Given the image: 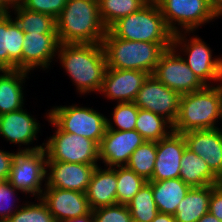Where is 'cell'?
<instances>
[{"instance_id": "6da1fadb", "label": "cell", "mask_w": 222, "mask_h": 222, "mask_svg": "<svg viewBox=\"0 0 222 222\" xmlns=\"http://www.w3.org/2000/svg\"><path fill=\"white\" fill-rule=\"evenodd\" d=\"M58 60L79 95L100 93L107 70L102 43H60Z\"/></svg>"}, {"instance_id": "7a4b0ae2", "label": "cell", "mask_w": 222, "mask_h": 222, "mask_svg": "<svg viewBox=\"0 0 222 222\" xmlns=\"http://www.w3.org/2000/svg\"><path fill=\"white\" fill-rule=\"evenodd\" d=\"M60 43H102L107 32L98 0H67L56 19Z\"/></svg>"}, {"instance_id": "3957f363", "label": "cell", "mask_w": 222, "mask_h": 222, "mask_svg": "<svg viewBox=\"0 0 222 222\" xmlns=\"http://www.w3.org/2000/svg\"><path fill=\"white\" fill-rule=\"evenodd\" d=\"M222 121V83L183 94L173 132L218 128ZM219 122V123H218Z\"/></svg>"}, {"instance_id": "277c9868", "label": "cell", "mask_w": 222, "mask_h": 222, "mask_svg": "<svg viewBox=\"0 0 222 222\" xmlns=\"http://www.w3.org/2000/svg\"><path fill=\"white\" fill-rule=\"evenodd\" d=\"M107 68L143 71L152 75L161 55L172 43L129 41L114 37L108 30L102 42Z\"/></svg>"}, {"instance_id": "5b68a950", "label": "cell", "mask_w": 222, "mask_h": 222, "mask_svg": "<svg viewBox=\"0 0 222 222\" xmlns=\"http://www.w3.org/2000/svg\"><path fill=\"white\" fill-rule=\"evenodd\" d=\"M107 30L123 40L151 43H172L174 35L157 2H148L140 10L118 19Z\"/></svg>"}, {"instance_id": "8992f818", "label": "cell", "mask_w": 222, "mask_h": 222, "mask_svg": "<svg viewBox=\"0 0 222 222\" xmlns=\"http://www.w3.org/2000/svg\"><path fill=\"white\" fill-rule=\"evenodd\" d=\"M191 33L194 37L189 36ZM193 33L180 32L174 34L172 48L182 57L188 67L205 85H213L215 82V85L218 82L221 84L222 57L218 55L214 58L212 55L213 50L208 46L209 44H206L207 42H204L201 39L202 37Z\"/></svg>"}, {"instance_id": "52a82bcc", "label": "cell", "mask_w": 222, "mask_h": 222, "mask_svg": "<svg viewBox=\"0 0 222 222\" xmlns=\"http://www.w3.org/2000/svg\"><path fill=\"white\" fill-rule=\"evenodd\" d=\"M48 111L45 113V119L55 128V133L47 137L44 143L47 161L98 165L100 162L99 144L83 136L62 131L49 118Z\"/></svg>"}, {"instance_id": "ba28073f", "label": "cell", "mask_w": 222, "mask_h": 222, "mask_svg": "<svg viewBox=\"0 0 222 222\" xmlns=\"http://www.w3.org/2000/svg\"><path fill=\"white\" fill-rule=\"evenodd\" d=\"M107 117L92 107L72 104L52 106L49 118L64 132L83 136L101 144L107 129Z\"/></svg>"}, {"instance_id": "9c48e42d", "label": "cell", "mask_w": 222, "mask_h": 222, "mask_svg": "<svg viewBox=\"0 0 222 222\" xmlns=\"http://www.w3.org/2000/svg\"><path fill=\"white\" fill-rule=\"evenodd\" d=\"M157 4L173 34L196 32L217 19L209 0H158Z\"/></svg>"}, {"instance_id": "30bf717a", "label": "cell", "mask_w": 222, "mask_h": 222, "mask_svg": "<svg viewBox=\"0 0 222 222\" xmlns=\"http://www.w3.org/2000/svg\"><path fill=\"white\" fill-rule=\"evenodd\" d=\"M46 161L44 148L35 151H16L8 181L27 197L41 198L46 188ZM44 183V186H43Z\"/></svg>"}, {"instance_id": "8fae6325", "label": "cell", "mask_w": 222, "mask_h": 222, "mask_svg": "<svg viewBox=\"0 0 222 222\" xmlns=\"http://www.w3.org/2000/svg\"><path fill=\"white\" fill-rule=\"evenodd\" d=\"M152 75L169 89L181 95L206 86L172 47L161 55Z\"/></svg>"}, {"instance_id": "7c38bea8", "label": "cell", "mask_w": 222, "mask_h": 222, "mask_svg": "<svg viewBox=\"0 0 222 222\" xmlns=\"http://www.w3.org/2000/svg\"><path fill=\"white\" fill-rule=\"evenodd\" d=\"M181 96L179 92L169 89L153 75H149L133 103L140 109L162 116L173 125L178 117Z\"/></svg>"}, {"instance_id": "4fadbf2b", "label": "cell", "mask_w": 222, "mask_h": 222, "mask_svg": "<svg viewBox=\"0 0 222 222\" xmlns=\"http://www.w3.org/2000/svg\"><path fill=\"white\" fill-rule=\"evenodd\" d=\"M34 115L27 112V109H19L10 113L0 115V137L14 145L18 144L17 151H35L44 148V142L40 145H32L42 128ZM24 148H20L21 146Z\"/></svg>"}, {"instance_id": "5bb4252c", "label": "cell", "mask_w": 222, "mask_h": 222, "mask_svg": "<svg viewBox=\"0 0 222 222\" xmlns=\"http://www.w3.org/2000/svg\"><path fill=\"white\" fill-rule=\"evenodd\" d=\"M99 165L46 161V188H59L85 193Z\"/></svg>"}, {"instance_id": "9a60e30c", "label": "cell", "mask_w": 222, "mask_h": 222, "mask_svg": "<svg viewBox=\"0 0 222 222\" xmlns=\"http://www.w3.org/2000/svg\"><path fill=\"white\" fill-rule=\"evenodd\" d=\"M146 140L136 131L106 129L100 149V164L104 167L126 166L131 154Z\"/></svg>"}, {"instance_id": "2e32d148", "label": "cell", "mask_w": 222, "mask_h": 222, "mask_svg": "<svg viewBox=\"0 0 222 222\" xmlns=\"http://www.w3.org/2000/svg\"><path fill=\"white\" fill-rule=\"evenodd\" d=\"M148 76L143 71L107 68L99 94L116 103L134 102Z\"/></svg>"}, {"instance_id": "e0dca14e", "label": "cell", "mask_w": 222, "mask_h": 222, "mask_svg": "<svg viewBox=\"0 0 222 222\" xmlns=\"http://www.w3.org/2000/svg\"><path fill=\"white\" fill-rule=\"evenodd\" d=\"M60 42L57 34H32L24 32L21 70H47L56 61ZM51 64V65H50Z\"/></svg>"}, {"instance_id": "ac0fdd59", "label": "cell", "mask_w": 222, "mask_h": 222, "mask_svg": "<svg viewBox=\"0 0 222 222\" xmlns=\"http://www.w3.org/2000/svg\"><path fill=\"white\" fill-rule=\"evenodd\" d=\"M187 148L200 156L211 172L222 179V131L221 129L191 130L183 133Z\"/></svg>"}, {"instance_id": "d6986e66", "label": "cell", "mask_w": 222, "mask_h": 222, "mask_svg": "<svg viewBox=\"0 0 222 222\" xmlns=\"http://www.w3.org/2000/svg\"><path fill=\"white\" fill-rule=\"evenodd\" d=\"M41 199L47 205L56 222L82 217L92 211L86 194L83 192L45 188Z\"/></svg>"}, {"instance_id": "ffe728a7", "label": "cell", "mask_w": 222, "mask_h": 222, "mask_svg": "<svg viewBox=\"0 0 222 222\" xmlns=\"http://www.w3.org/2000/svg\"><path fill=\"white\" fill-rule=\"evenodd\" d=\"M157 153L154 172L150 181L179 178L182 154L187 147L183 134L172 132L156 141Z\"/></svg>"}, {"instance_id": "44dd1931", "label": "cell", "mask_w": 222, "mask_h": 222, "mask_svg": "<svg viewBox=\"0 0 222 222\" xmlns=\"http://www.w3.org/2000/svg\"><path fill=\"white\" fill-rule=\"evenodd\" d=\"M24 32L9 11L0 16V70H21Z\"/></svg>"}, {"instance_id": "7402d4cb", "label": "cell", "mask_w": 222, "mask_h": 222, "mask_svg": "<svg viewBox=\"0 0 222 222\" xmlns=\"http://www.w3.org/2000/svg\"><path fill=\"white\" fill-rule=\"evenodd\" d=\"M116 167H96L85 192L91 210L117 204Z\"/></svg>"}, {"instance_id": "603a6c76", "label": "cell", "mask_w": 222, "mask_h": 222, "mask_svg": "<svg viewBox=\"0 0 222 222\" xmlns=\"http://www.w3.org/2000/svg\"><path fill=\"white\" fill-rule=\"evenodd\" d=\"M29 73L18 69L0 70V115L25 108L23 86Z\"/></svg>"}, {"instance_id": "cb8c5ba5", "label": "cell", "mask_w": 222, "mask_h": 222, "mask_svg": "<svg viewBox=\"0 0 222 222\" xmlns=\"http://www.w3.org/2000/svg\"><path fill=\"white\" fill-rule=\"evenodd\" d=\"M153 190V198L160 213L174 215L178 204L190 190L180 178L148 181Z\"/></svg>"}, {"instance_id": "d4e9b609", "label": "cell", "mask_w": 222, "mask_h": 222, "mask_svg": "<svg viewBox=\"0 0 222 222\" xmlns=\"http://www.w3.org/2000/svg\"><path fill=\"white\" fill-rule=\"evenodd\" d=\"M179 178L191 188L220 184L207 163L187 147L182 154Z\"/></svg>"}, {"instance_id": "484cf974", "label": "cell", "mask_w": 222, "mask_h": 222, "mask_svg": "<svg viewBox=\"0 0 222 222\" xmlns=\"http://www.w3.org/2000/svg\"><path fill=\"white\" fill-rule=\"evenodd\" d=\"M212 185L190 188L178 204L174 218L176 222H197L209 211Z\"/></svg>"}, {"instance_id": "4316f807", "label": "cell", "mask_w": 222, "mask_h": 222, "mask_svg": "<svg viewBox=\"0 0 222 222\" xmlns=\"http://www.w3.org/2000/svg\"><path fill=\"white\" fill-rule=\"evenodd\" d=\"M8 11L20 29L32 34H57L56 19L50 15L24 8L17 0L13 1ZM13 12V13H12Z\"/></svg>"}, {"instance_id": "83f0119b", "label": "cell", "mask_w": 222, "mask_h": 222, "mask_svg": "<svg viewBox=\"0 0 222 222\" xmlns=\"http://www.w3.org/2000/svg\"><path fill=\"white\" fill-rule=\"evenodd\" d=\"M135 130L146 141H159L173 132V125L162 116L139 108Z\"/></svg>"}, {"instance_id": "f1b7e54d", "label": "cell", "mask_w": 222, "mask_h": 222, "mask_svg": "<svg viewBox=\"0 0 222 222\" xmlns=\"http://www.w3.org/2000/svg\"><path fill=\"white\" fill-rule=\"evenodd\" d=\"M148 2V0H98L99 14L108 29L118 19L140 10Z\"/></svg>"}, {"instance_id": "f546056e", "label": "cell", "mask_w": 222, "mask_h": 222, "mask_svg": "<svg viewBox=\"0 0 222 222\" xmlns=\"http://www.w3.org/2000/svg\"><path fill=\"white\" fill-rule=\"evenodd\" d=\"M156 153V141H145L131 154L126 167L146 181H150L154 172Z\"/></svg>"}, {"instance_id": "4dcf8cb0", "label": "cell", "mask_w": 222, "mask_h": 222, "mask_svg": "<svg viewBox=\"0 0 222 222\" xmlns=\"http://www.w3.org/2000/svg\"><path fill=\"white\" fill-rule=\"evenodd\" d=\"M133 222H151L159 213L151 184L147 182L127 205Z\"/></svg>"}, {"instance_id": "1f68e13d", "label": "cell", "mask_w": 222, "mask_h": 222, "mask_svg": "<svg viewBox=\"0 0 222 222\" xmlns=\"http://www.w3.org/2000/svg\"><path fill=\"white\" fill-rule=\"evenodd\" d=\"M117 204L128 205L135 194L148 182L126 166H116Z\"/></svg>"}, {"instance_id": "d6a6232c", "label": "cell", "mask_w": 222, "mask_h": 222, "mask_svg": "<svg viewBox=\"0 0 222 222\" xmlns=\"http://www.w3.org/2000/svg\"><path fill=\"white\" fill-rule=\"evenodd\" d=\"M138 111L139 108L133 102L116 103L110 113L112 118H107V128L117 131L135 130Z\"/></svg>"}, {"instance_id": "836d02e7", "label": "cell", "mask_w": 222, "mask_h": 222, "mask_svg": "<svg viewBox=\"0 0 222 222\" xmlns=\"http://www.w3.org/2000/svg\"><path fill=\"white\" fill-rule=\"evenodd\" d=\"M36 202L24 201L23 206L5 222H56L41 198Z\"/></svg>"}, {"instance_id": "e575fe53", "label": "cell", "mask_w": 222, "mask_h": 222, "mask_svg": "<svg viewBox=\"0 0 222 222\" xmlns=\"http://www.w3.org/2000/svg\"><path fill=\"white\" fill-rule=\"evenodd\" d=\"M19 192L20 191L15 189L8 180H3L0 183V222H5L13 213L23 206L21 201H18L21 198H16ZM19 202L21 205L15 204Z\"/></svg>"}, {"instance_id": "d590c367", "label": "cell", "mask_w": 222, "mask_h": 222, "mask_svg": "<svg viewBox=\"0 0 222 222\" xmlns=\"http://www.w3.org/2000/svg\"><path fill=\"white\" fill-rule=\"evenodd\" d=\"M94 222H133L127 205L115 204L92 210Z\"/></svg>"}, {"instance_id": "8d00e7d4", "label": "cell", "mask_w": 222, "mask_h": 222, "mask_svg": "<svg viewBox=\"0 0 222 222\" xmlns=\"http://www.w3.org/2000/svg\"><path fill=\"white\" fill-rule=\"evenodd\" d=\"M24 8L43 13L57 19L67 0H17Z\"/></svg>"}, {"instance_id": "74e56055", "label": "cell", "mask_w": 222, "mask_h": 222, "mask_svg": "<svg viewBox=\"0 0 222 222\" xmlns=\"http://www.w3.org/2000/svg\"><path fill=\"white\" fill-rule=\"evenodd\" d=\"M222 222V185H212V193L209 200V211Z\"/></svg>"}, {"instance_id": "f35d334b", "label": "cell", "mask_w": 222, "mask_h": 222, "mask_svg": "<svg viewBox=\"0 0 222 222\" xmlns=\"http://www.w3.org/2000/svg\"><path fill=\"white\" fill-rule=\"evenodd\" d=\"M15 154V152L12 153L0 149V178L2 180H8Z\"/></svg>"}, {"instance_id": "ab89813d", "label": "cell", "mask_w": 222, "mask_h": 222, "mask_svg": "<svg viewBox=\"0 0 222 222\" xmlns=\"http://www.w3.org/2000/svg\"><path fill=\"white\" fill-rule=\"evenodd\" d=\"M212 11L217 18L222 17V0H209Z\"/></svg>"}, {"instance_id": "60d3db41", "label": "cell", "mask_w": 222, "mask_h": 222, "mask_svg": "<svg viewBox=\"0 0 222 222\" xmlns=\"http://www.w3.org/2000/svg\"><path fill=\"white\" fill-rule=\"evenodd\" d=\"M151 222H176V221L174 215L159 212Z\"/></svg>"}, {"instance_id": "b9f144b4", "label": "cell", "mask_w": 222, "mask_h": 222, "mask_svg": "<svg viewBox=\"0 0 222 222\" xmlns=\"http://www.w3.org/2000/svg\"><path fill=\"white\" fill-rule=\"evenodd\" d=\"M59 222H94V218H93L92 211H91L89 214H87L85 216L77 217L74 219L62 220Z\"/></svg>"}, {"instance_id": "7bdbcfd3", "label": "cell", "mask_w": 222, "mask_h": 222, "mask_svg": "<svg viewBox=\"0 0 222 222\" xmlns=\"http://www.w3.org/2000/svg\"><path fill=\"white\" fill-rule=\"evenodd\" d=\"M197 222H221L215 216H213L210 212H207L203 215Z\"/></svg>"}, {"instance_id": "ee69618b", "label": "cell", "mask_w": 222, "mask_h": 222, "mask_svg": "<svg viewBox=\"0 0 222 222\" xmlns=\"http://www.w3.org/2000/svg\"><path fill=\"white\" fill-rule=\"evenodd\" d=\"M12 0H0V6L5 10L8 11L10 5L12 4Z\"/></svg>"}, {"instance_id": "f6af8a7d", "label": "cell", "mask_w": 222, "mask_h": 222, "mask_svg": "<svg viewBox=\"0 0 222 222\" xmlns=\"http://www.w3.org/2000/svg\"><path fill=\"white\" fill-rule=\"evenodd\" d=\"M4 12H6V11L0 6V16H1Z\"/></svg>"}, {"instance_id": "bcb514c9", "label": "cell", "mask_w": 222, "mask_h": 222, "mask_svg": "<svg viewBox=\"0 0 222 222\" xmlns=\"http://www.w3.org/2000/svg\"><path fill=\"white\" fill-rule=\"evenodd\" d=\"M149 2H157L158 0H148Z\"/></svg>"}]
</instances>
